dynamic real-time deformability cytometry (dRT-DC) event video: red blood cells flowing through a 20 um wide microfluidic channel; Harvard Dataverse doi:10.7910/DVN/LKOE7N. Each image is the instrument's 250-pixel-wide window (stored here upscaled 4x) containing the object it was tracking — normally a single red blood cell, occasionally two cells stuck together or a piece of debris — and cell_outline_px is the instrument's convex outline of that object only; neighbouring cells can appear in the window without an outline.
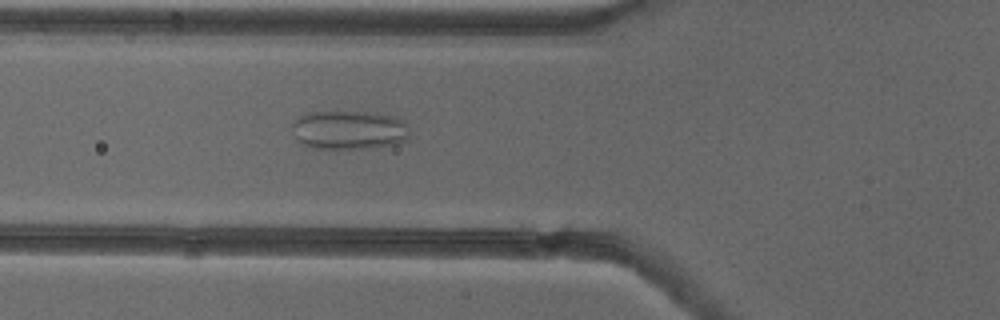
{"species": "common noctule bat (a hibernating species)", "species_latin": "Nyctalus noctula", "temperature_condition": "cold", "stored_images_in_passage": 50, "camera_frame_rate_fps": 3000, "um_per_image_px": 0.085, "animal": {"sex": "female"}, "frame": {"image": 1, "passage_image": 17, "time_ms": 5.333, "image_size_px": [1000, 320], "cell_outline_px": [[408, 140], [396, 144], [376, 148], [312, 148], [304, 144], [296, 136], [292, 128], [292, 124], [304, 112], [376, 112], [396, 116], [404, 120], [408, 132]], "centroid_in_image_um": [29.72, 11.04], "position_along_channel_um": 96.1, "area_um2": 26.76}}
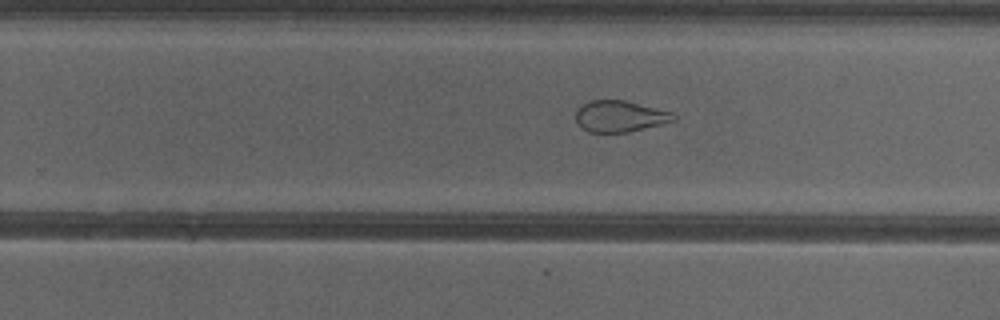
{"frame": {"image": 2, "passage_image": 31, "time_ms": 10.0, "image_size_px": [1000, 320], "cell_outline_px": [[676, 120], [664, 124], [628, 132], [588, 132], [576, 120], [576, 108], [580, 104], [588, 100], [624, 100], [672, 112], [676, 116]], "centroid_in_image_um": [52.69, 9.87], "position_along_channel_um": 277.1, "area_um2": 17.92}}
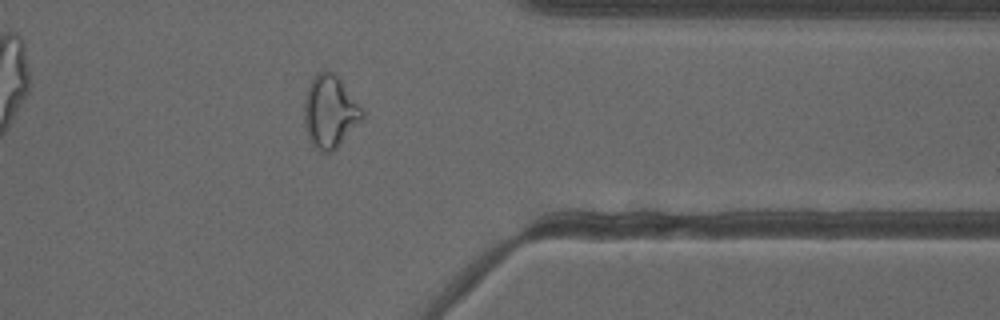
{"frame": {"image": 3, "passage_image": 40, "time_ms": 13.0, "image_size_px": [1000, 320], "cell_outline_px": [[364, 116], [336, 148], [332, 152], [320, 152], [308, 140], [304, 124], [304, 104], [308, 84], [312, 76], [316, 72], [328, 68], [340, 80], [364, 108]], "centroid_in_image_um": [28.02, 9.46], "position_along_channel_um": 383.4, "area_um2": 24.74}, "authors_computed_cell_mechanics": {"area_um2": 25.7499, "velocity_mm_per_s": 3.8509, "shape_relaxation_time_tau1_ms": null, "shape_relaxation_time_tau2_ms": 1.4043, "deformation_change_tau1": null, "deformation_change_tau2": 0.0847}}